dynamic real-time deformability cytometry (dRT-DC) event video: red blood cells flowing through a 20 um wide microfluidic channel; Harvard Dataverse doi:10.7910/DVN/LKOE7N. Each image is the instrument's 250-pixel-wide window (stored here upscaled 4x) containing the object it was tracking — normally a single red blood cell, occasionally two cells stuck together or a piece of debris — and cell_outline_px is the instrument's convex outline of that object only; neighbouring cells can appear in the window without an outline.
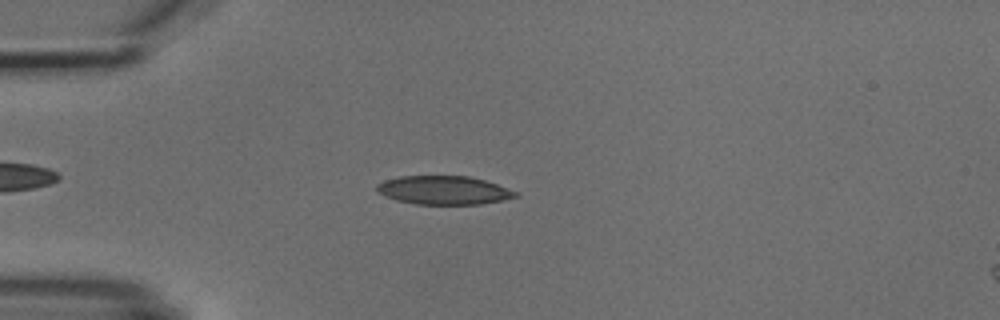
{"species": "common noctule bat (a hibernating species)", "species_latin": "Nyctalus noctula", "temperature_condition": "cold", "stored_images_in_passage": 4, "camera_frame_rate_fps": 3000, "um_per_image_px": 0.085, "animal": {"sex": "male", "body_mass_g": 18.8}, "frame": {"image": 1, "passage_image": 3, "time_ms": 2.333, "image_size_px": [1000, 320], "cell_outline_px": [[520, 196], [480, 204], [416, 204], [396, 200], [376, 192], [376, 184], [384, 180], [400, 176], [468, 176], [484, 180], [520, 192]], "centroid_in_image_um": [37.71, 16.16], "position_along_channel_um": 47.3, "area_um2": 23.12}}